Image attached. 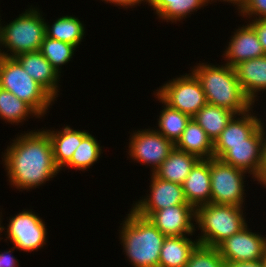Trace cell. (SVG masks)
I'll list each match as a JSON object with an SVG mask.
<instances>
[{"mask_svg":"<svg viewBox=\"0 0 266 267\" xmlns=\"http://www.w3.org/2000/svg\"><path fill=\"white\" fill-rule=\"evenodd\" d=\"M34 131L15 137L2 158L10 185L19 190L41 186L60 172L48 133L45 129Z\"/></svg>","mask_w":266,"mask_h":267,"instance_id":"cell-1","label":"cell"},{"mask_svg":"<svg viewBox=\"0 0 266 267\" xmlns=\"http://www.w3.org/2000/svg\"><path fill=\"white\" fill-rule=\"evenodd\" d=\"M0 88L29 104L40 117L46 114L54 98L31 78L15 57L0 60Z\"/></svg>","mask_w":266,"mask_h":267,"instance_id":"cell-6","label":"cell"},{"mask_svg":"<svg viewBox=\"0 0 266 267\" xmlns=\"http://www.w3.org/2000/svg\"><path fill=\"white\" fill-rule=\"evenodd\" d=\"M152 224L158 228L163 235L168 236H190L196 231V225L192 223L196 219V209L190 204L170 206L155 211L149 218Z\"/></svg>","mask_w":266,"mask_h":267,"instance_id":"cell-14","label":"cell"},{"mask_svg":"<svg viewBox=\"0 0 266 267\" xmlns=\"http://www.w3.org/2000/svg\"><path fill=\"white\" fill-rule=\"evenodd\" d=\"M255 30L264 54L266 55V18L255 19L248 22Z\"/></svg>","mask_w":266,"mask_h":267,"instance_id":"cell-33","label":"cell"},{"mask_svg":"<svg viewBox=\"0 0 266 267\" xmlns=\"http://www.w3.org/2000/svg\"><path fill=\"white\" fill-rule=\"evenodd\" d=\"M238 27L230 37L224 51L225 64L234 67L238 63L256 57L265 56L254 28L247 23Z\"/></svg>","mask_w":266,"mask_h":267,"instance_id":"cell-15","label":"cell"},{"mask_svg":"<svg viewBox=\"0 0 266 267\" xmlns=\"http://www.w3.org/2000/svg\"><path fill=\"white\" fill-rule=\"evenodd\" d=\"M175 148L192 154L199 159H210L214 155V143L204 129L191 118Z\"/></svg>","mask_w":266,"mask_h":267,"instance_id":"cell-20","label":"cell"},{"mask_svg":"<svg viewBox=\"0 0 266 267\" xmlns=\"http://www.w3.org/2000/svg\"><path fill=\"white\" fill-rule=\"evenodd\" d=\"M0 17H1V16H0ZM0 19H1V18H0ZM0 22H1V20H0ZM0 46H1V48H2V46H3L2 25H1V23H0ZM1 48H0V60H2L3 58L6 57V56H5V52H4V51L2 52Z\"/></svg>","mask_w":266,"mask_h":267,"instance_id":"cell-38","label":"cell"},{"mask_svg":"<svg viewBox=\"0 0 266 267\" xmlns=\"http://www.w3.org/2000/svg\"><path fill=\"white\" fill-rule=\"evenodd\" d=\"M26 73L43 87L55 100L58 97L60 73L40 51L21 53L15 57Z\"/></svg>","mask_w":266,"mask_h":267,"instance_id":"cell-16","label":"cell"},{"mask_svg":"<svg viewBox=\"0 0 266 267\" xmlns=\"http://www.w3.org/2000/svg\"><path fill=\"white\" fill-rule=\"evenodd\" d=\"M264 267H266V256L264 258Z\"/></svg>","mask_w":266,"mask_h":267,"instance_id":"cell-42","label":"cell"},{"mask_svg":"<svg viewBox=\"0 0 266 267\" xmlns=\"http://www.w3.org/2000/svg\"><path fill=\"white\" fill-rule=\"evenodd\" d=\"M45 23L47 37L69 43L76 48L85 35L84 24L75 16L66 15L57 18L51 26L49 23Z\"/></svg>","mask_w":266,"mask_h":267,"instance_id":"cell-26","label":"cell"},{"mask_svg":"<svg viewBox=\"0 0 266 267\" xmlns=\"http://www.w3.org/2000/svg\"><path fill=\"white\" fill-rule=\"evenodd\" d=\"M101 153L103 152L99 142L94 136H92V134L89 133L81 141L80 145L72 155L71 160L64 167L85 171L99 160Z\"/></svg>","mask_w":266,"mask_h":267,"instance_id":"cell-29","label":"cell"},{"mask_svg":"<svg viewBox=\"0 0 266 267\" xmlns=\"http://www.w3.org/2000/svg\"><path fill=\"white\" fill-rule=\"evenodd\" d=\"M242 206L225 204H204L196 208V219L201 236L199 244L217 247L226 238L243 229L247 223Z\"/></svg>","mask_w":266,"mask_h":267,"instance_id":"cell-4","label":"cell"},{"mask_svg":"<svg viewBox=\"0 0 266 267\" xmlns=\"http://www.w3.org/2000/svg\"><path fill=\"white\" fill-rule=\"evenodd\" d=\"M128 155L137 163L151 166L152 174L175 148V144L153 129H142L130 136Z\"/></svg>","mask_w":266,"mask_h":267,"instance_id":"cell-10","label":"cell"},{"mask_svg":"<svg viewBox=\"0 0 266 267\" xmlns=\"http://www.w3.org/2000/svg\"><path fill=\"white\" fill-rule=\"evenodd\" d=\"M235 115L232 111L207 103L192 118L214 143Z\"/></svg>","mask_w":266,"mask_h":267,"instance_id":"cell-25","label":"cell"},{"mask_svg":"<svg viewBox=\"0 0 266 267\" xmlns=\"http://www.w3.org/2000/svg\"><path fill=\"white\" fill-rule=\"evenodd\" d=\"M217 249L225 262L261 260L266 256V237L252 232L246 225L221 242Z\"/></svg>","mask_w":266,"mask_h":267,"instance_id":"cell-12","label":"cell"},{"mask_svg":"<svg viewBox=\"0 0 266 267\" xmlns=\"http://www.w3.org/2000/svg\"><path fill=\"white\" fill-rule=\"evenodd\" d=\"M191 72L199 80L207 103L226 108L236 115L254 107L243 92L234 67L225 63L221 67L198 63Z\"/></svg>","mask_w":266,"mask_h":267,"instance_id":"cell-2","label":"cell"},{"mask_svg":"<svg viewBox=\"0 0 266 267\" xmlns=\"http://www.w3.org/2000/svg\"><path fill=\"white\" fill-rule=\"evenodd\" d=\"M157 96V97H156ZM155 97L160 103H164L163 110L160 111L157 132L174 144L181 137L191 117L166 104L157 94Z\"/></svg>","mask_w":266,"mask_h":267,"instance_id":"cell-27","label":"cell"},{"mask_svg":"<svg viewBox=\"0 0 266 267\" xmlns=\"http://www.w3.org/2000/svg\"><path fill=\"white\" fill-rule=\"evenodd\" d=\"M188 236H168L164 239L159 267H185L199 241Z\"/></svg>","mask_w":266,"mask_h":267,"instance_id":"cell-22","label":"cell"},{"mask_svg":"<svg viewBox=\"0 0 266 267\" xmlns=\"http://www.w3.org/2000/svg\"><path fill=\"white\" fill-rule=\"evenodd\" d=\"M75 50L76 47L69 43L46 36L41 43L39 51L58 71V73H61V66L65 65L73 58Z\"/></svg>","mask_w":266,"mask_h":267,"instance_id":"cell-30","label":"cell"},{"mask_svg":"<svg viewBox=\"0 0 266 267\" xmlns=\"http://www.w3.org/2000/svg\"><path fill=\"white\" fill-rule=\"evenodd\" d=\"M102 1H105L106 3L109 2L111 4H115L120 7H124L125 9L128 7H135V5L141 4V2H146L147 4V0H102Z\"/></svg>","mask_w":266,"mask_h":267,"instance_id":"cell-37","label":"cell"},{"mask_svg":"<svg viewBox=\"0 0 266 267\" xmlns=\"http://www.w3.org/2000/svg\"><path fill=\"white\" fill-rule=\"evenodd\" d=\"M120 240L127 260L134 267H159L165 235L152 222L131 209L120 224Z\"/></svg>","mask_w":266,"mask_h":267,"instance_id":"cell-3","label":"cell"},{"mask_svg":"<svg viewBox=\"0 0 266 267\" xmlns=\"http://www.w3.org/2000/svg\"><path fill=\"white\" fill-rule=\"evenodd\" d=\"M246 173L218 158H210L211 203L243 206Z\"/></svg>","mask_w":266,"mask_h":267,"instance_id":"cell-7","label":"cell"},{"mask_svg":"<svg viewBox=\"0 0 266 267\" xmlns=\"http://www.w3.org/2000/svg\"><path fill=\"white\" fill-rule=\"evenodd\" d=\"M13 249H17L16 247H12L10 250L1 252L0 251V267H18L19 262L14 256L11 255ZM18 263V264H17Z\"/></svg>","mask_w":266,"mask_h":267,"instance_id":"cell-35","label":"cell"},{"mask_svg":"<svg viewBox=\"0 0 266 267\" xmlns=\"http://www.w3.org/2000/svg\"><path fill=\"white\" fill-rule=\"evenodd\" d=\"M185 267H225L217 247L198 244Z\"/></svg>","mask_w":266,"mask_h":267,"instance_id":"cell-31","label":"cell"},{"mask_svg":"<svg viewBox=\"0 0 266 267\" xmlns=\"http://www.w3.org/2000/svg\"><path fill=\"white\" fill-rule=\"evenodd\" d=\"M225 267H264V259L248 262H225Z\"/></svg>","mask_w":266,"mask_h":267,"instance_id":"cell-36","label":"cell"},{"mask_svg":"<svg viewBox=\"0 0 266 267\" xmlns=\"http://www.w3.org/2000/svg\"><path fill=\"white\" fill-rule=\"evenodd\" d=\"M264 124H265V123H264L260 118H258V128L261 130V132H262L264 135H266V130H264V129H265Z\"/></svg>","mask_w":266,"mask_h":267,"instance_id":"cell-39","label":"cell"},{"mask_svg":"<svg viewBox=\"0 0 266 267\" xmlns=\"http://www.w3.org/2000/svg\"><path fill=\"white\" fill-rule=\"evenodd\" d=\"M0 217H2V216L0 215ZM1 221L2 220L0 218V235H1L2 231L6 229L4 226H1V223H2ZM0 239H2V238L0 237Z\"/></svg>","mask_w":266,"mask_h":267,"instance_id":"cell-41","label":"cell"},{"mask_svg":"<svg viewBox=\"0 0 266 267\" xmlns=\"http://www.w3.org/2000/svg\"><path fill=\"white\" fill-rule=\"evenodd\" d=\"M148 5L152 6V10L156 11L158 18L166 22H177L195 10L208 5L209 0H147ZM181 19V20H180Z\"/></svg>","mask_w":266,"mask_h":267,"instance_id":"cell-24","label":"cell"},{"mask_svg":"<svg viewBox=\"0 0 266 267\" xmlns=\"http://www.w3.org/2000/svg\"><path fill=\"white\" fill-rule=\"evenodd\" d=\"M182 186L186 202L195 209L211 203L210 159H200Z\"/></svg>","mask_w":266,"mask_h":267,"instance_id":"cell-17","label":"cell"},{"mask_svg":"<svg viewBox=\"0 0 266 267\" xmlns=\"http://www.w3.org/2000/svg\"><path fill=\"white\" fill-rule=\"evenodd\" d=\"M149 187L150 194L135 202L133 208H131L141 217L148 219L155 211L160 209L188 204L181 184L162 180L152 174Z\"/></svg>","mask_w":266,"mask_h":267,"instance_id":"cell-13","label":"cell"},{"mask_svg":"<svg viewBox=\"0 0 266 267\" xmlns=\"http://www.w3.org/2000/svg\"><path fill=\"white\" fill-rule=\"evenodd\" d=\"M6 238L19 251L33 252L42 248L47 242V228L43 219L31 209L23 210L10 217Z\"/></svg>","mask_w":266,"mask_h":267,"instance_id":"cell-11","label":"cell"},{"mask_svg":"<svg viewBox=\"0 0 266 267\" xmlns=\"http://www.w3.org/2000/svg\"><path fill=\"white\" fill-rule=\"evenodd\" d=\"M44 18L41 11L31 5L16 19L2 25L3 47L7 50L5 56L16 57L21 53L39 51L46 37Z\"/></svg>","mask_w":266,"mask_h":267,"instance_id":"cell-5","label":"cell"},{"mask_svg":"<svg viewBox=\"0 0 266 267\" xmlns=\"http://www.w3.org/2000/svg\"><path fill=\"white\" fill-rule=\"evenodd\" d=\"M199 160L192 154L174 148L154 175L162 180L182 185Z\"/></svg>","mask_w":266,"mask_h":267,"instance_id":"cell-21","label":"cell"},{"mask_svg":"<svg viewBox=\"0 0 266 267\" xmlns=\"http://www.w3.org/2000/svg\"><path fill=\"white\" fill-rule=\"evenodd\" d=\"M210 1V0H209ZM212 1H214V0H211V2ZM215 1H217V0H215ZM220 1H222V2H229V3H232V4H234V5H237L236 7H238L240 4H241V2L243 1V0H220Z\"/></svg>","mask_w":266,"mask_h":267,"instance_id":"cell-40","label":"cell"},{"mask_svg":"<svg viewBox=\"0 0 266 267\" xmlns=\"http://www.w3.org/2000/svg\"><path fill=\"white\" fill-rule=\"evenodd\" d=\"M234 70L243 92L254 105L258 92L266 90V55L242 61Z\"/></svg>","mask_w":266,"mask_h":267,"instance_id":"cell-18","label":"cell"},{"mask_svg":"<svg viewBox=\"0 0 266 267\" xmlns=\"http://www.w3.org/2000/svg\"><path fill=\"white\" fill-rule=\"evenodd\" d=\"M263 138L264 134L257 128L246 139V143L214 144L213 157L244 170L255 179L262 163Z\"/></svg>","mask_w":266,"mask_h":267,"instance_id":"cell-9","label":"cell"},{"mask_svg":"<svg viewBox=\"0 0 266 267\" xmlns=\"http://www.w3.org/2000/svg\"><path fill=\"white\" fill-rule=\"evenodd\" d=\"M30 115L40 118V115L25 101L0 88V119L17 125L27 120Z\"/></svg>","mask_w":266,"mask_h":267,"instance_id":"cell-28","label":"cell"},{"mask_svg":"<svg viewBox=\"0 0 266 267\" xmlns=\"http://www.w3.org/2000/svg\"><path fill=\"white\" fill-rule=\"evenodd\" d=\"M237 10L243 17L249 19L253 16L257 19L266 18V0H243Z\"/></svg>","mask_w":266,"mask_h":267,"instance_id":"cell-32","label":"cell"},{"mask_svg":"<svg viewBox=\"0 0 266 267\" xmlns=\"http://www.w3.org/2000/svg\"><path fill=\"white\" fill-rule=\"evenodd\" d=\"M255 180L258 181L257 184L260 183V185L262 184V186L266 188V135H264L262 142V163Z\"/></svg>","mask_w":266,"mask_h":267,"instance_id":"cell-34","label":"cell"},{"mask_svg":"<svg viewBox=\"0 0 266 267\" xmlns=\"http://www.w3.org/2000/svg\"><path fill=\"white\" fill-rule=\"evenodd\" d=\"M45 131L51 139L54 161L59 170L71 160L81 141L89 134L85 130H74L68 125L59 131Z\"/></svg>","mask_w":266,"mask_h":267,"instance_id":"cell-19","label":"cell"},{"mask_svg":"<svg viewBox=\"0 0 266 267\" xmlns=\"http://www.w3.org/2000/svg\"><path fill=\"white\" fill-rule=\"evenodd\" d=\"M252 113L251 108L245 113L235 114L214 144L246 143V139L258 128V117ZM237 116L239 117L236 118Z\"/></svg>","mask_w":266,"mask_h":267,"instance_id":"cell-23","label":"cell"},{"mask_svg":"<svg viewBox=\"0 0 266 267\" xmlns=\"http://www.w3.org/2000/svg\"><path fill=\"white\" fill-rule=\"evenodd\" d=\"M158 89L156 94L166 104L191 118L207 104L202 86L192 72L173 78Z\"/></svg>","mask_w":266,"mask_h":267,"instance_id":"cell-8","label":"cell"}]
</instances>
